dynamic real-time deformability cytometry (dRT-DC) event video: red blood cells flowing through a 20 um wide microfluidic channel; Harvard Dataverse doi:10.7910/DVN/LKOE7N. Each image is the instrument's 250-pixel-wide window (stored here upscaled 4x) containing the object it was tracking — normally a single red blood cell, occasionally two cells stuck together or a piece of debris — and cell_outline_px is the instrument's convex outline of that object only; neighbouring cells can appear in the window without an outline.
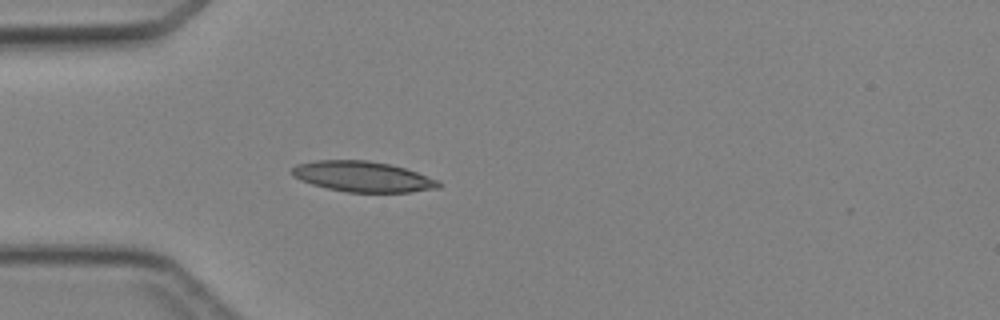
{"species": "Egyptian fruit bat (a non-hibernating species)", "species_latin": "Rousettus aegyptiacus", "temperature_condition": "cold", "stored_images_in_passage": 1, "camera_frame_rate_fps": 3000, "um_per_image_px": 0.085, "animal": {"sex": "female"}, "frame": {"image": 1, "passage_image": 1, "time_ms": 0.0, "image_size_px": [1000, 320], "cell_outline_px": [[440, 188], [412, 192], [348, 192], [328, 188], [312, 184], [300, 180], [292, 176], [292, 168], [296, 164], [316, 160], [368, 160], [388, 164], [404, 168], [440, 180]], "centroid_in_image_um": [30.84, 15.01], "position_along_channel_um": 54.2, "area_um2": 26.07}}